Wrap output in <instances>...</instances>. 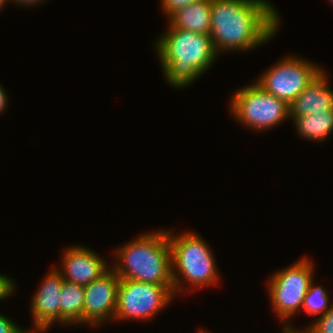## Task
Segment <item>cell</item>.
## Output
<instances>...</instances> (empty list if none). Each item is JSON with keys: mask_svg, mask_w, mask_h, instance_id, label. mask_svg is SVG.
Wrapping results in <instances>:
<instances>
[{"mask_svg": "<svg viewBox=\"0 0 333 333\" xmlns=\"http://www.w3.org/2000/svg\"><path fill=\"white\" fill-rule=\"evenodd\" d=\"M197 333H209L208 331L203 330H199Z\"/></svg>", "mask_w": 333, "mask_h": 333, "instance_id": "cell-25", "label": "cell"}, {"mask_svg": "<svg viewBox=\"0 0 333 333\" xmlns=\"http://www.w3.org/2000/svg\"><path fill=\"white\" fill-rule=\"evenodd\" d=\"M27 330L17 325L15 321L9 319L8 317L0 313V333H27Z\"/></svg>", "mask_w": 333, "mask_h": 333, "instance_id": "cell-19", "label": "cell"}, {"mask_svg": "<svg viewBox=\"0 0 333 333\" xmlns=\"http://www.w3.org/2000/svg\"><path fill=\"white\" fill-rule=\"evenodd\" d=\"M42 282L30 304L32 319L34 318L32 327L37 333L46 332L54 323H60L62 275L57 268H53Z\"/></svg>", "mask_w": 333, "mask_h": 333, "instance_id": "cell-10", "label": "cell"}, {"mask_svg": "<svg viewBox=\"0 0 333 333\" xmlns=\"http://www.w3.org/2000/svg\"><path fill=\"white\" fill-rule=\"evenodd\" d=\"M167 234L171 249L174 296L180 294V291L185 292V286H182L185 281L191 285L188 286L191 289L210 287L219 282L215 257L201 236L190 231L175 235L172 230H168Z\"/></svg>", "mask_w": 333, "mask_h": 333, "instance_id": "cell-4", "label": "cell"}, {"mask_svg": "<svg viewBox=\"0 0 333 333\" xmlns=\"http://www.w3.org/2000/svg\"><path fill=\"white\" fill-rule=\"evenodd\" d=\"M119 282L120 278L110 268L84 286V326L88 324L96 328L109 319L114 321Z\"/></svg>", "mask_w": 333, "mask_h": 333, "instance_id": "cell-9", "label": "cell"}, {"mask_svg": "<svg viewBox=\"0 0 333 333\" xmlns=\"http://www.w3.org/2000/svg\"><path fill=\"white\" fill-rule=\"evenodd\" d=\"M294 124L301 137L310 141H325L333 133V110L307 114L295 118Z\"/></svg>", "mask_w": 333, "mask_h": 333, "instance_id": "cell-15", "label": "cell"}, {"mask_svg": "<svg viewBox=\"0 0 333 333\" xmlns=\"http://www.w3.org/2000/svg\"><path fill=\"white\" fill-rule=\"evenodd\" d=\"M27 333H36V332H34V331H32V330H30V331L28 330V332H27Z\"/></svg>", "mask_w": 333, "mask_h": 333, "instance_id": "cell-26", "label": "cell"}, {"mask_svg": "<svg viewBox=\"0 0 333 333\" xmlns=\"http://www.w3.org/2000/svg\"><path fill=\"white\" fill-rule=\"evenodd\" d=\"M274 7L269 0H211L215 52H246L271 40L281 23Z\"/></svg>", "mask_w": 333, "mask_h": 333, "instance_id": "cell-1", "label": "cell"}, {"mask_svg": "<svg viewBox=\"0 0 333 333\" xmlns=\"http://www.w3.org/2000/svg\"><path fill=\"white\" fill-rule=\"evenodd\" d=\"M238 123L255 131L270 130L290 119L289 105L266 92L256 82L236 90L229 104Z\"/></svg>", "mask_w": 333, "mask_h": 333, "instance_id": "cell-6", "label": "cell"}, {"mask_svg": "<svg viewBox=\"0 0 333 333\" xmlns=\"http://www.w3.org/2000/svg\"><path fill=\"white\" fill-rule=\"evenodd\" d=\"M282 332L283 333H302L301 331H288V330H285V329H283Z\"/></svg>", "mask_w": 333, "mask_h": 333, "instance_id": "cell-24", "label": "cell"}, {"mask_svg": "<svg viewBox=\"0 0 333 333\" xmlns=\"http://www.w3.org/2000/svg\"><path fill=\"white\" fill-rule=\"evenodd\" d=\"M114 253L117 260L111 268L120 279L166 286L173 293L167 230L142 233Z\"/></svg>", "mask_w": 333, "mask_h": 333, "instance_id": "cell-3", "label": "cell"}, {"mask_svg": "<svg viewBox=\"0 0 333 333\" xmlns=\"http://www.w3.org/2000/svg\"><path fill=\"white\" fill-rule=\"evenodd\" d=\"M313 267V262L304 257L273 273L268 279L269 301L275 315L285 324L283 325L285 330L300 331L290 326L289 320L302 308L305 295L314 281Z\"/></svg>", "mask_w": 333, "mask_h": 333, "instance_id": "cell-5", "label": "cell"}, {"mask_svg": "<svg viewBox=\"0 0 333 333\" xmlns=\"http://www.w3.org/2000/svg\"><path fill=\"white\" fill-rule=\"evenodd\" d=\"M9 1V0H8ZM12 1H14L15 2V4L17 3L19 6L20 5H24V6H35V4L37 5H39V3H41V1H45V0H10L9 2H12Z\"/></svg>", "mask_w": 333, "mask_h": 333, "instance_id": "cell-22", "label": "cell"}, {"mask_svg": "<svg viewBox=\"0 0 333 333\" xmlns=\"http://www.w3.org/2000/svg\"><path fill=\"white\" fill-rule=\"evenodd\" d=\"M329 302L330 299L328 291L322 286H314V283L312 282L308 292L305 295L302 309H304L305 312L310 316L318 315L319 317L320 315L326 313L333 306V302L331 305Z\"/></svg>", "mask_w": 333, "mask_h": 333, "instance_id": "cell-16", "label": "cell"}, {"mask_svg": "<svg viewBox=\"0 0 333 333\" xmlns=\"http://www.w3.org/2000/svg\"><path fill=\"white\" fill-rule=\"evenodd\" d=\"M304 330L302 333H333V306L323 315L314 320L313 323Z\"/></svg>", "mask_w": 333, "mask_h": 333, "instance_id": "cell-17", "label": "cell"}, {"mask_svg": "<svg viewBox=\"0 0 333 333\" xmlns=\"http://www.w3.org/2000/svg\"><path fill=\"white\" fill-rule=\"evenodd\" d=\"M174 297L166 286L120 279L114 320H150Z\"/></svg>", "mask_w": 333, "mask_h": 333, "instance_id": "cell-7", "label": "cell"}, {"mask_svg": "<svg viewBox=\"0 0 333 333\" xmlns=\"http://www.w3.org/2000/svg\"><path fill=\"white\" fill-rule=\"evenodd\" d=\"M321 71L309 60L290 55L269 67L255 82L290 105Z\"/></svg>", "mask_w": 333, "mask_h": 333, "instance_id": "cell-8", "label": "cell"}, {"mask_svg": "<svg viewBox=\"0 0 333 333\" xmlns=\"http://www.w3.org/2000/svg\"><path fill=\"white\" fill-rule=\"evenodd\" d=\"M84 286L63 280L60 293L61 325L84 324Z\"/></svg>", "mask_w": 333, "mask_h": 333, "instance_id": "cell-14", "label": "cell"}, {"mask_svg": "<svg viewBox=\"0 0 333 333\" xmlns=\"http://www.w3.org/2000/svg\"><path fill=\"white\" fill-rule=\"evenodd\" d=\"M167 19H169V26L172 28L210 35L211 0H201L187 5Z\"/></svg>", "mask_w": 333, "mask_h": 333, "instance_id": "cell-13", "label": "cell"}, {"mask_svg": "<svg viewBox=\"0 0 333 333\" xmlns=\"http://www.w3.org/2000/svg\"><path fill=\"white\" fill-rule=\"evenodd\" d=\"M7 93L4 90V88H2V85L0 84V113L4 112V109L7 107Z\"/></svg>", "mask_w": 333, "mask_h": 333, "instance_id": "cell-21", "label": "cell"}, {"mask_svg": "<svg viewBox=\"0 0 333 333\" xmlns=\"http://www.w3.org/2000/svg\"><path fill=\"white\" fill-rule=\"evenodd\" d=\"M327 73L322 70L289 105L290 118L333 110V91L328 85Z\"/></svg>", "mask_w": 333, "mask_h": 333, "instance_id": "cell-12", "label": "cell"}, {"mask_svg": "<svg viewBox=\"0 0 333 333\" xmlns=\"http://www.w3.org/2000/svg\"><path fill=\"white\" fill-rule=\"evenodd\" d=\"M157 37L155 50L166 82L175 88H184L205 74L219 56L210 35L167 27Z\"/></svg>", "mask_w": 333, "mask_h": 333, "instance_id": "cell-2", "label": "cell"}, {"mask_svg": "<svg viewBox=\"0 0 333 333\" xmlns=\"http://www.w3.org/2000/svg\"><path fill=\"white\" fill-rule=\"evenodd\" d=\"M201 0H161V6L165 15L169 18L179 9L185 8L187 5L193 4Z\"/></svg>", "mask_w": 333, "mask_h": 333, "instance_id": "cell-18", "label": "cell"}, {"mask_svg": "<svg viewBox=\"0 0 333 333\" xmlns=\"http://www.w3.org/2000/svg\"><path fill=\"white\" fill-rule=\"evenodd\" d=\"M7 2H9V1L8 0H0V10H2V8L4 7V5L7 4Z\"/></svg>", "mask_w": 333, "mask_h": 333, "instance_id": "cell-23", "label": "cell"}, {"mask_svg": "<svg viewBox=\"0 0 333 333\" xmlns=\"http://www.w3.org/2000/svg\"><path fill=\"white\" fill-rule=\"evenodd\" d=\"M62 268L58 269L63 280L86 286L100 278L111 267L106 264L103 256L85 246L67 247L62 254Z\"/></svg>", "mask_w": 333, "mask_h": 333, "instance_id": "cell-11", "label": "cell"}, {"mask_svg": "<svg viewBox=\"0 0 333 333\" xmlns=\"http://www.w3.org/2000/svg\"><path fill=\"white\" fill-rule=\"evenodd\" d=\"M15 282L7 275L0 274V301L8 298L13 292H15Z\"/></svg>", "mask_w": 333, "mask_h": 333, "instance_id": "cell-20", "label": "cell"}]
</instances>
